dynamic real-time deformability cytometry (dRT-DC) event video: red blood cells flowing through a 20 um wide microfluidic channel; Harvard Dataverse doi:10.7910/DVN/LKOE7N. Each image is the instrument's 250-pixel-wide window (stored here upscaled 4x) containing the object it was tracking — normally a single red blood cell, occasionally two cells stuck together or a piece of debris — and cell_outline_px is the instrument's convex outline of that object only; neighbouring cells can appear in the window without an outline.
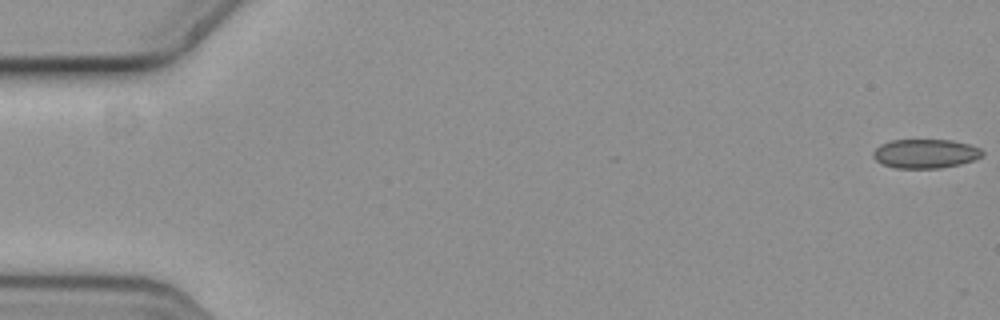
{"species": "common noctule bat (a hibernating species)", "species_latin": "Nyctalus noctula", "temperature_condition": "cold", "stored_images_in_passage": 59, "camera_frame_rate_fps": 3000, "um_per_image_px": 0.085, "animal": {"sex": "female", "body_mass_g": 19.3, "forearm_length_mm": 54.1}, "frame": {"image": 1, "passage_image": 1, "time_ms": 0.0, "image_size_px": [1000, 320], "cell_outline_px": [[984, 152], [976, 160], [960, 164], [940, 168], [896, 168], [884, 164], [876, 160], [872, 156], [872, 152], [880, 144], [892, 140], [952, 140], [968, 144], [980, 148]], "centroid_in_image_um": [78.66, 13.06], "position_along_channel_um": 6.3, "area_um2": 18.5}}
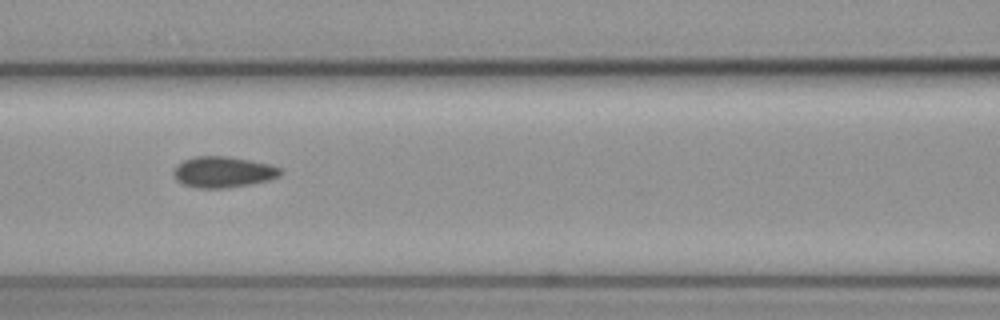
{"frame": {"image": 2, "passage_image": 26, "time_ms": 8.333, "image_size_px": [1000, 320], "cell_outline_px": [[284, 172], [280, 176], [268, 180], [248, 184], [224, 188], [200, 188], [184, 184], [176, 180], [172, 172], [176, 164], [192, 156], [228, 156], [268, 164], [280, 168]], "centroid_in_image_um": [18.93, 14.61], "position_along_channel_um": 147.7, "area_um2": 19.25}}
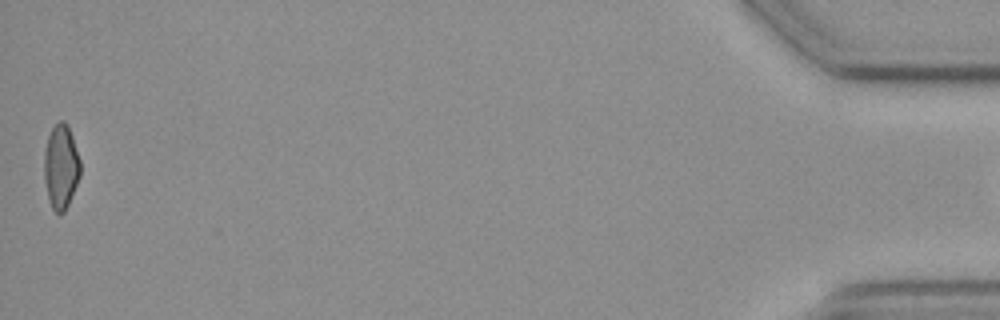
{"frame": {"image": 3, "passage_image": 58, "time_ms": 19.0, "image_size_px": [1000, 320], "cell_outline_px": [[80, 176], [68, 204], [64, 212], [60, 216], [52, 208], [48, 196], [44, 180], [44, 148], [48, 136], [52, 128], [60, 120], [64, 120], [68, 124], [80, 160]], "centroid_in_image_um": [5.17, 14.16], "position_along_channel_um": 430.0, "area_um2": 17.8}}